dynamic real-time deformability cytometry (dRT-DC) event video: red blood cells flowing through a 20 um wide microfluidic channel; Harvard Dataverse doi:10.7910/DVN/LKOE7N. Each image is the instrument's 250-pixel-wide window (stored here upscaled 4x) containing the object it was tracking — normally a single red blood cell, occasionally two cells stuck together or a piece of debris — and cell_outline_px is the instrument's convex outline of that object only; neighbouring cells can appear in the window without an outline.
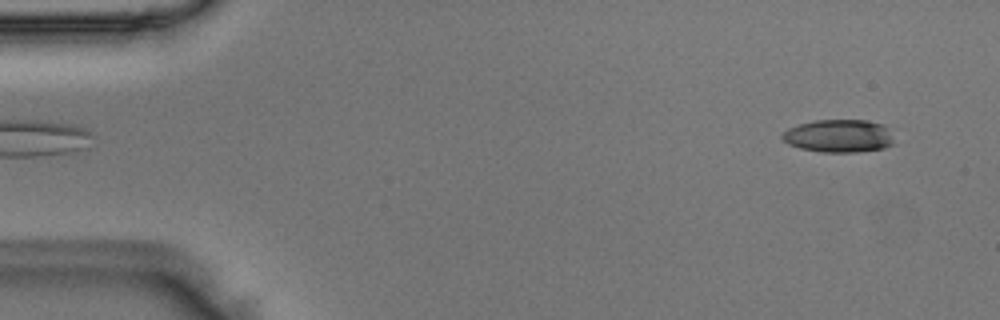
{"species": "Egyptian fruit bat (a non-hibernating species)", "species_latin": "Rousettus aegyptiacus", "temperature_condition": "room temperature", "stored_images_in_passage": 50, "camera_frame_rate_fps": 3000, "um_per_image_px": 0.085, "animal": {"sex": "male"}, "frame": {"image": 1, "passage_image": 4, "time_ms": 1.0, "image_size_px": [1000, 320], "cell_outline_px": [[892, 144], [884, 148], [856, 152], [820, 152], [800, 148], [788, 144], [780, 136], [788, 128], [800, 124], [816, 120], [868, 120], [884, 124], [888, 128], [892, 140]], "centroid_in_image_um": [71.29, 11.55], "position_along_channel_um": 13.7, "area_um2": 21.39}}
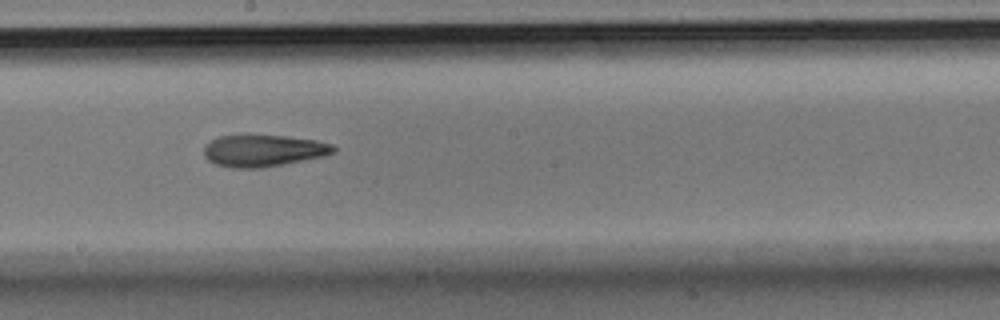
{"frame": {"image": 2, "passage_image": 28, "time_ms": 9.0, "image_size_px": [1000, 320], "cell_outline_px": [[336, 152], [324, 156], [260, 168], [232, 168], [216, 164], [208, 160], [204, 156], [204, 144], [220, 136], [288, 136], [316, 140], [332, 144], [336, 148]], "centroid_in_image_um": [22.39, 12.81], "position_along_channel_um": 225.8, "area_um2": 23.81}}
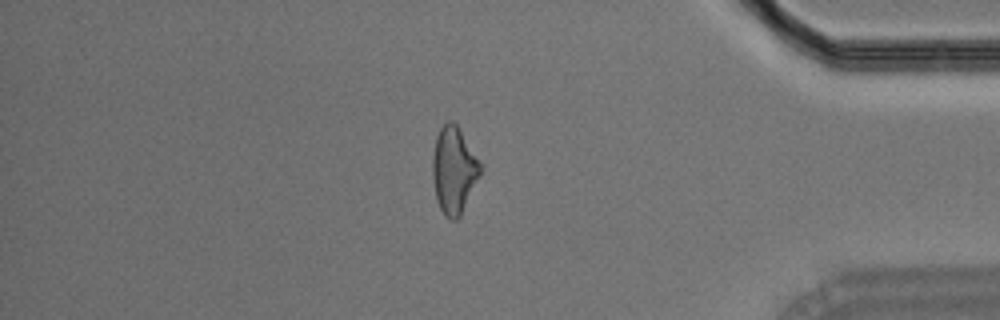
{"frame": {"image": 3, "passage_image": 43, "time_ms": 14.0, "image_size_px": [1000, 320], "cell_outline_px": [[484, 168], [460, 216], [456, 220], [452, 220], [444, 216], [436, 200], [432, 180], [432, 156], [436, 136], [440, 128], [448, 120], [452, 120], [456, 124], [484, 164]], "centroid_in_image_um": [38.6, 14.45], "position_along_channel_um": 396.6, "area_um2": 24.74}}